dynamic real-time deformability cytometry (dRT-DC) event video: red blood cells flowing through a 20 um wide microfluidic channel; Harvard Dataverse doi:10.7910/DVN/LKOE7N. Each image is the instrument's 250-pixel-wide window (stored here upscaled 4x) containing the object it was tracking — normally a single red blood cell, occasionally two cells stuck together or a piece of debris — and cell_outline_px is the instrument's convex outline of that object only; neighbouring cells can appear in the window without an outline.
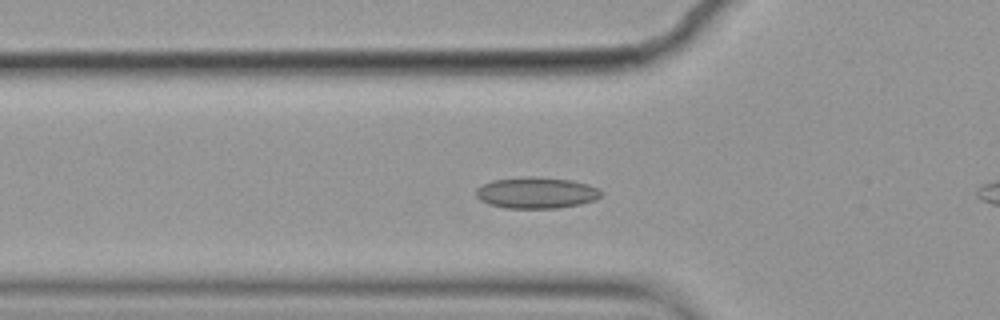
{"species": "common noctule bat (a hibernating species)", "species_latin": "Nyctalus noctula", "temperature_condition": "cold", "stored_images_in_passage": 57, "camera_frame_rate_fps": 3000, "um_per_image_px": 0.085, "animal": {"sex": "female", "body_mass_g": 19.9}, "frame": {"image": 1, "passage_image": 18, "time_ms": 5.667, "image_size_px": [1000, 320], "cell_outline_px": [[600, 196], [596, 200], [580, 204], [560, 208], [504, 208], [488, 204], [480, 200], [476, 196], [476, 188], [492, 180], [524, 176], [532, 176], [572, 180], [588, 184], [596, 188], [600, 192]], "centroid_in_image_um": [45.56, 16.39], "position_along_channel_um": 80.2, "area_um2": 22.89}}
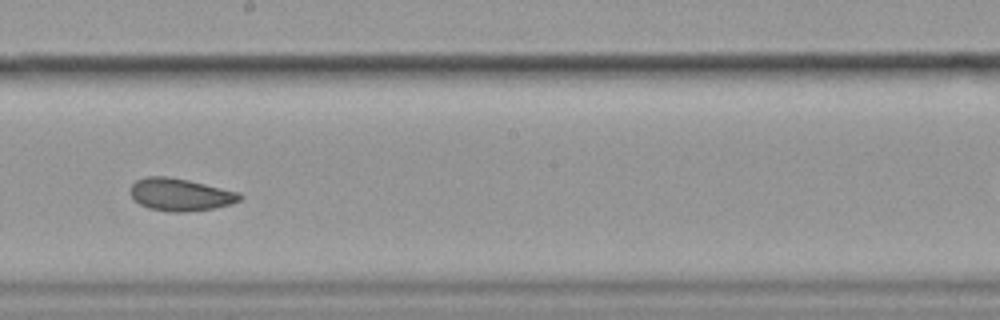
{"frame": {"image": 2, "passage_image": 31, "time_ms": 10.0, "image_size_px": [1000, 320], "cell_outline_px": [[244, 196], [240, 200], [216, 208], [184, 212], [168, 212], [148, 208], [140, 204], [132, 196], [132, 184], [136, 180], [148, 176], [164, 176], [188, 180], [236, 192]], "centroid_in_image_um": [15.31, 16.55], "position_along_channel_um": 232.9, "area_um2": 20.35}}
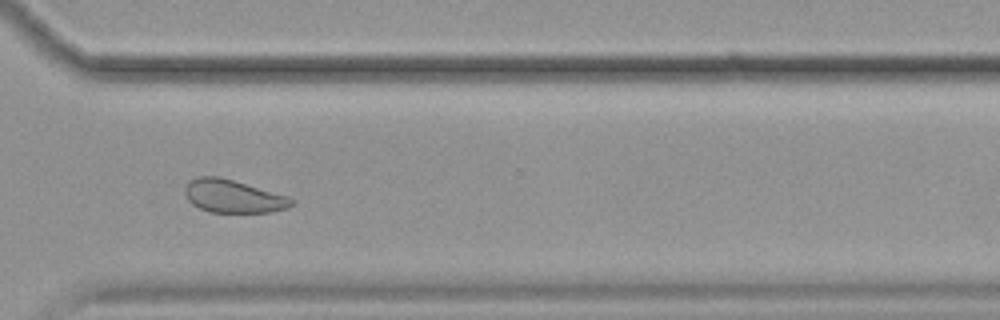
{"frame": {"image": 3, "passage_image": 41, "time_ms": 13.333, "image_size_px": [1000, 320], "cell_outline_px": [[296, 200], [288, 208], [268, 212], [208, 212], [192, 204], [188, 200], [184, 192], [184, 188], [192, 180], [200, 176], [220, 176], [288, 196]], "centroid_in_image_um": [19.82, 16.68], "position_along_channel_um": 350.8, "area_um2": 20.4}, "authors_computed_cell_mechanics": {"area_um2": 22.0218, "velocity_mm_per_s": 3.5235, "shape_relaxation_time_tau1_ms": 6.505, "shape_relaxation_time_tau2_ms": 2.2703, "deformation_change_tau1": 0.1028, "deformation_change_tau2": 0.0772}}